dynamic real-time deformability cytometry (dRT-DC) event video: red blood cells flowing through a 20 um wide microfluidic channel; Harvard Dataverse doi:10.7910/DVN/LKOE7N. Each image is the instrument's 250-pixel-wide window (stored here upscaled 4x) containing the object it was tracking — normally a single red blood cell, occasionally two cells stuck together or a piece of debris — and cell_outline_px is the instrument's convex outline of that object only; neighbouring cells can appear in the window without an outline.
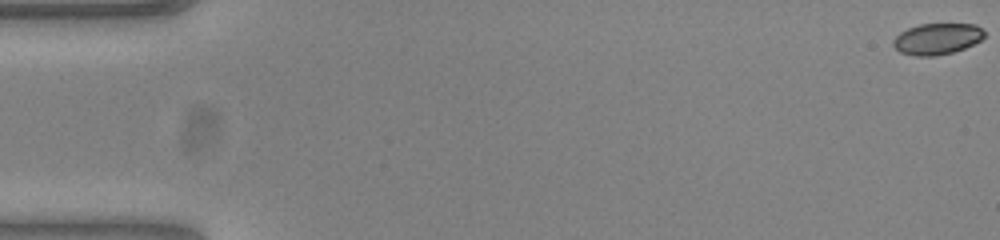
{"species": "common noctule bat (a hibernating species)", "species_latin": "Nyctalus noctula", "temperature_condition": "warm", "stored_images_in_passage": 10, "camera_frame_rate_fps": 3000, "um_per_image_px": 0.085, "animal": {"sex": "female", "body_mass_g": 23.0, "forearm_length_mm": 53.4}, "frame": {"image": 1, "passage_image": 1, "time_ms": 0.0, "image_size_px": [1000, 240], "cell_outline_px": [[984, 36], [980, 40], [964, 48], [952, 52], [932, 56], [916, 56], [900, 52], [892, 44], [892, 40], [900, 32], [908, 28], [920, 24], [976, 24], [984, 32]], "centroid_in_image_um": [79.62, 3.3], "position_along_channel_um": 5.4, "area_um2": 16.42}}